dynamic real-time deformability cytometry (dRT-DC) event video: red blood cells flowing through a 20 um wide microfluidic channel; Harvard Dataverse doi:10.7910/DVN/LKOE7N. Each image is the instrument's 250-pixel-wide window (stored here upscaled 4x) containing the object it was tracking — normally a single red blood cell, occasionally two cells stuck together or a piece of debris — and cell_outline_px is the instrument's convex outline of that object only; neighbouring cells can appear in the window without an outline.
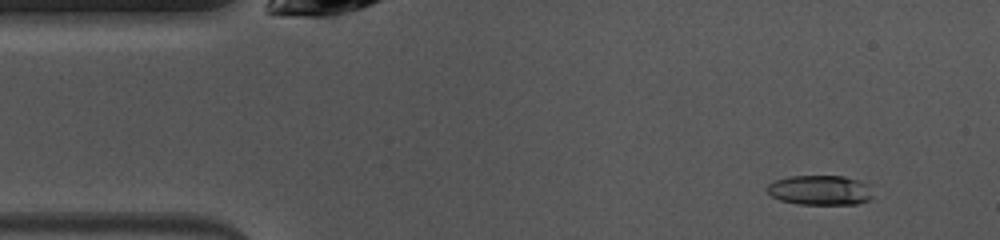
{"species": "common noctule bat (a hibernating species)", "species_latin": "Nyctalus noctula", "temperature_condition": "warm", "stored_images_in_passage": 48, "camera_frame_rate_fps": 3000, "um_per_image_px": 0.085, "animal": {"sex": "female", "body_mass_g": 10.0, "forearm_length_mm": 53.1}, "frame": {"image": 1, "passage_image": 4, "time_ms": 1.0, "image_size_px": [1000, 240], "cell_outline_px": [[872, 196], [868, 200], [856, 204], [796, 204], [780, 200], [772, 196], [764, 188], [768, 184], [776, 180], [788, 176], [844, 176], [860, 180], [868, 184]], "centroid_in_image_um": [69.68, 16.16], "position_along_channel_um": 15.3, "area_um2": 18.44}}
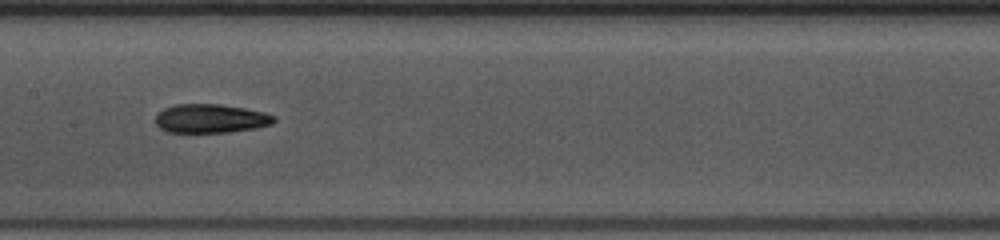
{"frame": {"image": 2, "passage_image": 22, "time_ms": 7.0, "image_size_px": [1000, 240], "cell_outline_px": [[276, 120], [272, 124], [256, 128], [228, 132], [168, 132], [160, 128], [156, 124], [156, 116], [164, 108], [176, 104], [220, 104], [244, 108], [264, 112], [276, 116]], "centroid_in_image_um": [17.93, 10.07], "position_along_channel_um": 189.5, "area_um2": 19.88}}
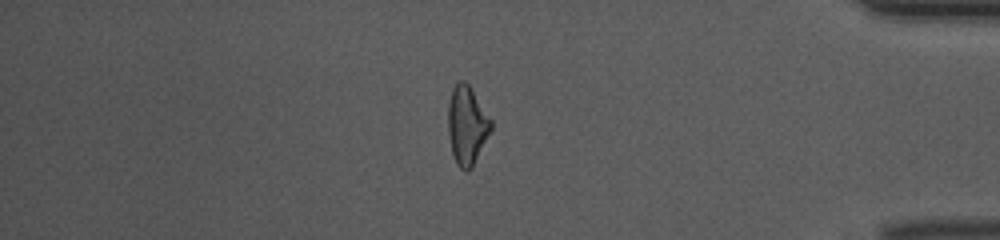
{"frame": {"image": 3, "passage_image": 40, "time_ms": 13.0, "image_size_px": [1000, 240], "cell_outline_px": [[492, 128], [472, 168], [468, 172], [464, 172], [456, 164], [452, 152], [448, 132], [448, 104], [452, 88], [460, 80], [464, 80], [468, 84], [492, 120]], "centroid_in_image_um": [39.68, 10.67], "position_along_channel_um": 395.5, "area_um2": 19.65}, "authors_computed_cell_mechanics": {"area_um2": 19.8543, "velocity_mm_per_s": 4.0578, "shape_relaxation_time_tau1_ms": 4.0964, "shape_relaxation_time_tau2_ms": 3.4775, "deformation_change_tau1": 0.1614, "deformation_change_tau2": 0.1315}}